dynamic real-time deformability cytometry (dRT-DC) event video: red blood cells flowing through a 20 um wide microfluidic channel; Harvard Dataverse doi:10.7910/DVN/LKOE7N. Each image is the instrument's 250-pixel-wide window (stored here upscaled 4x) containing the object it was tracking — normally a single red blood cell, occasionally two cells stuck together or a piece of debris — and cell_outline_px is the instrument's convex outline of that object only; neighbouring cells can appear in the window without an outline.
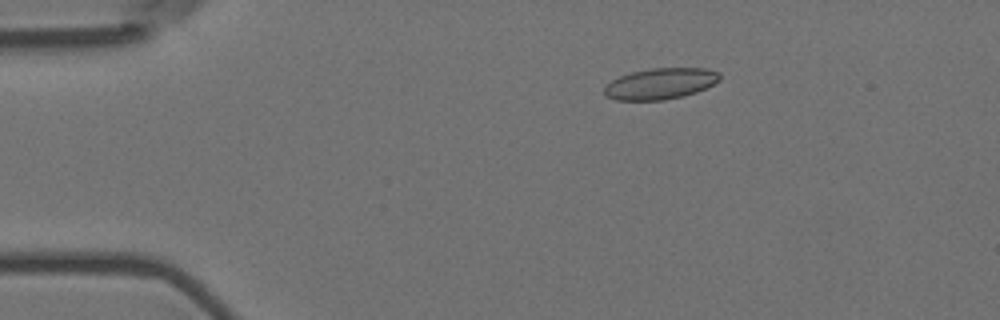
{"species": "Egyptian fruit bat (a non-hibernating species)", "species_latin": "Rousettus aegyptiacus", "temperature_condition": "room temperature", "stored_images_in_passage": 4, "camera_frame_rate_fps": 3000, "um_per_image_px": 0.085, "animal": {"sex": "female"}, "frame": {"image": 1, "passage_image": 2, "time_ms": 0.333, "image_size_px": [1000, 320], "cell_outline_px": [[720, 80], [696, 92], [664, 100], [616, 100], [604, 96], [604, 84], [620, 76], [632, 72], [652, 68], [708, 68], [720, 72]], "centroid_in_image_um": [56.1, 7.1], "position_along_channel_um": 28.9, "area_um2": 20.92}}